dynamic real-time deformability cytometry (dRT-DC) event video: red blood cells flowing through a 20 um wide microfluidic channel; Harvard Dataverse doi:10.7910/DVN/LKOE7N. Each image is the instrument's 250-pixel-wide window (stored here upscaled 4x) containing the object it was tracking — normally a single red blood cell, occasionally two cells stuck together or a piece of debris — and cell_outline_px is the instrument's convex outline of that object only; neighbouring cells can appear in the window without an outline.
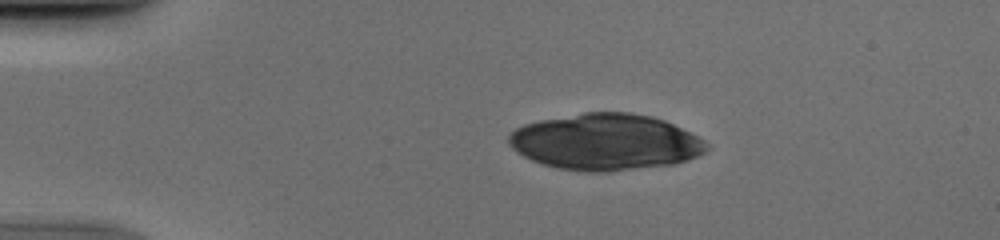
{"species": "human", "species_latin": "Homo sapiens", "temperature_condition": "cold", "stored_images_in_passage": 47, "camera_frame_rate_fps": 3000, "um_per_image_px": 0.085, "donor": {"sex": "male"}, "frame": {"image": 1, "passage_image": 11, "time_ms": 3.333, "image_size_px": [1000, 240], "cell_outline_px": [[708, 148], [704, 152], [688, 160], [676, 164], [608, 172], [588, 172], [556, 168], [532, 160], [516, 152], [508, 144], [508, 136], [516, 128], [524, 124], [540, 120], [584, 112], [632, 112], [652, 116], [664, 120], [704, 140], [708, 144]], "centroid_in_image_um": [51.45, 12.07], "position_along_channel_um": 33.6, "area_um2": 65.03}}